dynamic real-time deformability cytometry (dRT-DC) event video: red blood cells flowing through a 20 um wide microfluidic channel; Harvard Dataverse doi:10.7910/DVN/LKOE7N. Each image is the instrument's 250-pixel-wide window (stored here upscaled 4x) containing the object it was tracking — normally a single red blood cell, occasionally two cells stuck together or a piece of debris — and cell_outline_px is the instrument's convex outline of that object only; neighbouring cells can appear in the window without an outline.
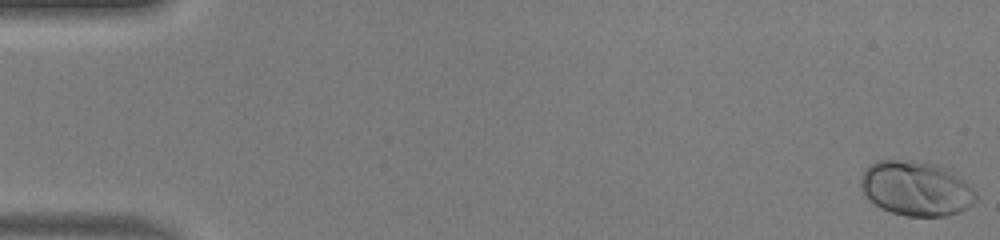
{"species": "human", "species_latin": "Homo sapiens", "temperature_condition": "warm", "stored_images_in_passage": 50, "camera_frame_rate_fps": 3000, "um_per_image_px": 0.085, "donor": {"sex": "male"}, "frame": {"image": 1, "passage_image": 1, "time_ms": 0.0, "image_size_px": [1000, 240], "cell_outline_px": [[976, 200], [968, 208], [960, 212], [944, 216], [908, 216], [892, 212], [880, 208], [868, 200], [860, 188], [860, 176], [864, 168], [868, 164], [876, 160], [896, 160], [936, 164], [948, 168], [956, 172], [976, 192]], "centroid_in_image_um": [77.84, 16.01], "position_along_channel_um": 7.2, "area_um2": 37.11}}
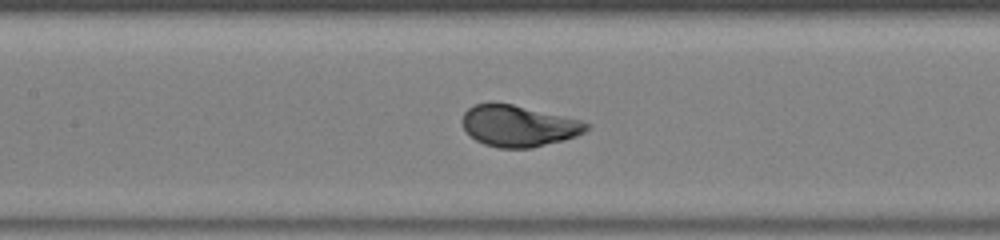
{"frame": {"image": 2, "passage_image": 24, "time_ms": 7.667, "image_size_px": [1000, 240], "cell_outline_px": [[592, 124], [584, 132], [576, 136], [564, 140], [532, 148], [500, 148], [484, 144], [476, 140], [464, 128], [460, 120], [464, 112], [468, 108], [476, 104], [512, 104], [580, 120]], "centroid_in_image_um": [44.08, 10.72], "position_along_channel_um": 163.3, "area_um2": 29.59}}
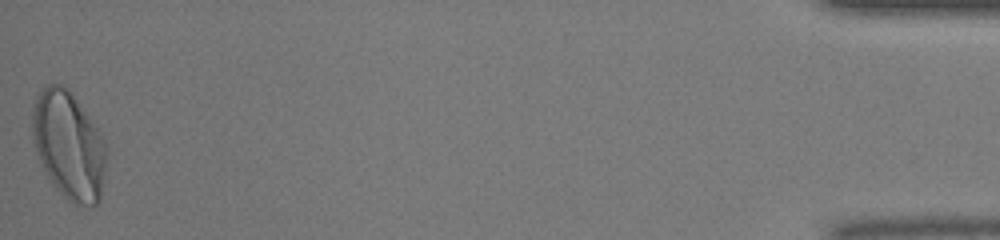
{"frame": {"image": 3, "passage_image": 50, "time_ms": 16.333, "image_size_px": [1000, 240], "cell_outline_px": [[108, 152], [104, 180], [100, 200], [96, 204], [76, 204], [64, 196], [52, 184], [36, 152], [32, 140], [32, 112], [36, 92], [48, 84], [60, 84], [68, 88], [96, 128], [104, 140], [108, 148]], "centroid_in_image_um": [5.84, 12.33], "position_along_channel_um": 429.4, "area_um2": 46.47}, "authors_computed_cell_mechanics": {"area_um2": 31.3276, "velocity_mm_per_s": 4.1704, "shape_relaxation_time_tau1_ms": 1.9349, "shape_relaxation_time_tau2_ms": null, "deformation_change_tau1": 0.147, "deformation_change_tau2": null}}